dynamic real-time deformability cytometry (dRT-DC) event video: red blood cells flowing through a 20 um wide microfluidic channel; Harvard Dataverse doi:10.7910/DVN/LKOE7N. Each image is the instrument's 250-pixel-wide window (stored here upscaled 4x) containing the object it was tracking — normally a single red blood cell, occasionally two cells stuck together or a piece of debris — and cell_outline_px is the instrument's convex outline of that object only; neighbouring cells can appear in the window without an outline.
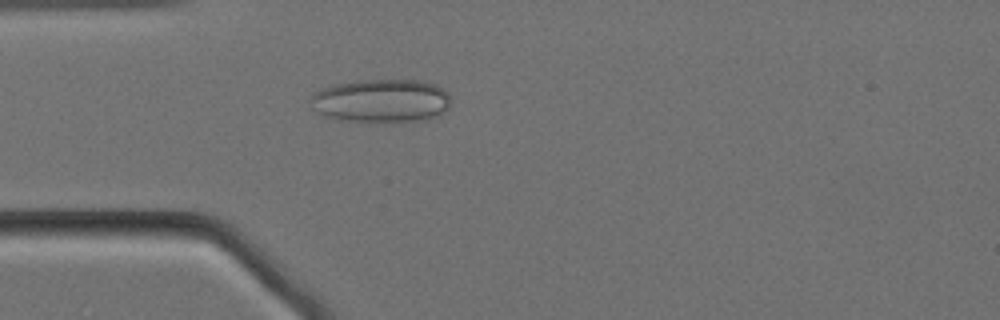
{"species": "Egyptian fruit bat (a non-hibernating species)", "species_latin": "Rousettus aegyptiacus", "temperature_condition": "cold", "stored_images_in_passage": 57, "camera_frame_rate_fps": 3000, "um_per_image_px": 0.085, "animal": {"sex": "female"}, "frame": {"image": 1, "passage_image": 15, "time_ms": 4.667, "image_size_px": [1000, 320], "cell_outline_px": [[448, 108], [444, 112], [428, 120], [340, 120], [316, 112], [312, 108], [308, 100], [312, 92], [320, 88], [336, 84], [360, 80], [420, 80], [436, 84], [448, 92]], "centroid_in_image_um": [32.36, 8.53], "position_along_channel_um": 52.6, "area_um2": 35.26}}
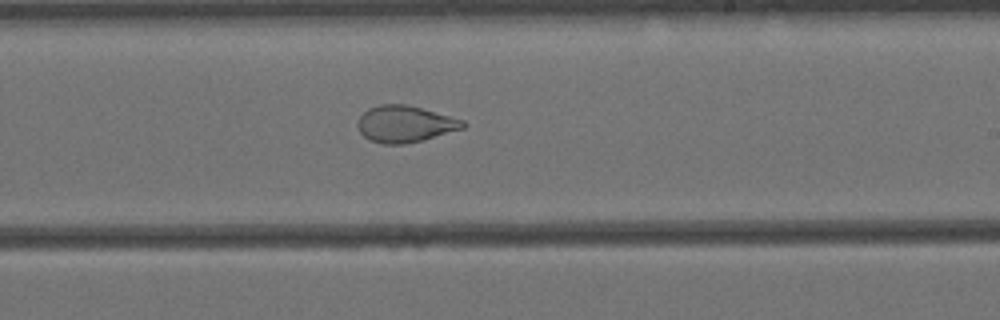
{"frame": {"image": 2, "passage_image": 33, "time_ms": 10.667, "image_size_px": [1000, 320], "cell_outline_px": [[468, 124], [464, 128], [424, 140], [404, 144], [380, 144], [364, 136], [360, 132], [356, 124], [360, 116], [368, 108], [380, 104], [404, 104], [420, 108], [464, 120]], "centroid_in_image_um": [34.42, 10.54], "position_along_channel_um": 254.6, "area_um2": 22.43}}
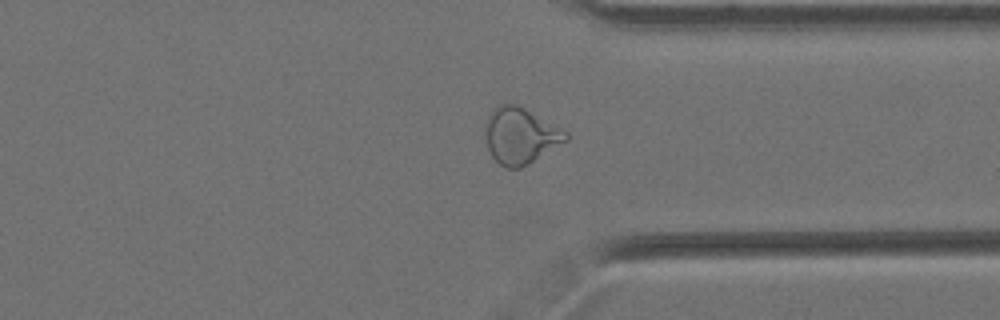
{"frame": {"image": 3, "passage_image": 43, "time_ms": 14.0, "image_size_px": [1000, 320], "cell_outline_px": [[568, 140], [528, 164], [520, 168], [508, 168], [500, 164], [492, 156], [488, 148], [484, 132], [484, 124], [488, 112], [496, 104], [516, 104], [524, 108], [568, 132]], "centroid_in_image_um": [44.18, 11.51], "position_along_channel_um": 367.2, "area_um2": 26.41}, "authors_computed_cell_mechanics": {"area_um2": 28.9578, "velocity_mm_per_s": 3.4458, "shape_relaxation_time_tau1_ms": null, "shape_relaxation_time_tau2_ms": 1.4141, "deformation_change_tau1": null, "deformation_change_tau2": 0.0786}}